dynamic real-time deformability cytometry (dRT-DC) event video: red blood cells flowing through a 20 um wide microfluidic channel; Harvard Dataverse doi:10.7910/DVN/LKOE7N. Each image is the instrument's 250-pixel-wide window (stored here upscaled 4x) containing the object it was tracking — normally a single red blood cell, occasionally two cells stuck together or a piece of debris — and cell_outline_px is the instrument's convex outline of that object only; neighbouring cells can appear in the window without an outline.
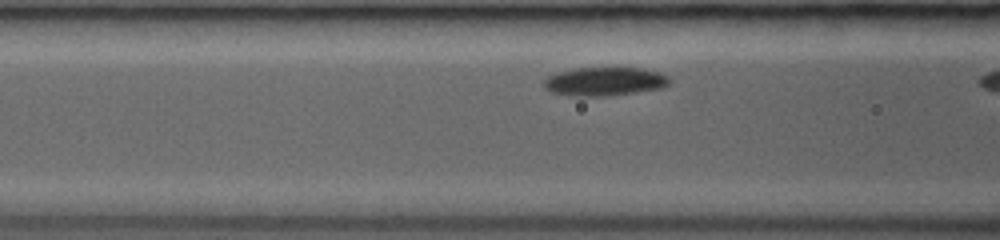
{"species": "common noctule bat (a hibernating species)", "species_latin": "Nyctalus noctula", "temperature_condition": "room temperature", "stored_images_in_passage": 7, "camera_frame_rate_fps": 3000, "um_per_image_px": 0.085, "animal": {"sex": "female", "body_mass_g": 19.0, "forearm_length_mm": 53.3}, "frame": {"image": 1, "passage_image": 3, "time_ms": 1.0, "image_size_px": [1000, 240], "cell_outline_px": [[672, 80], [664, 88], [608, 96], [576, 96], [552, 92], [544, 88], [544, 80], [548, 76], [556, 72], [572, 68], [616, 64], [644, 68], [660, 72], [668, 76]], "centroid_in_image_um": [51.44, 6.86], "position_along_channel_um": 115.2, "area_um2": 22.2}}
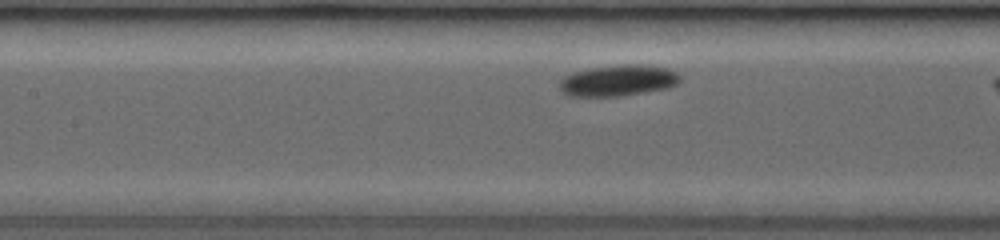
{"frame": {"image": 2, "passage_image": 5, "time_ms": 2.0, "image_size_px": [1000, 240], "cell_outline_px": [[680, 84], [668, 88], [620, 96], [568, 96], [560, 88], [560, 80], [564, 76], [572, 72], [592, 68], [624, 64], [640, 64], [668, 68], [676, 72], [680, 76]], "centroid_in_image_um": [52.57, 6.84], "position_along_channel_um": 154.8, "area_um2": 21.91}}